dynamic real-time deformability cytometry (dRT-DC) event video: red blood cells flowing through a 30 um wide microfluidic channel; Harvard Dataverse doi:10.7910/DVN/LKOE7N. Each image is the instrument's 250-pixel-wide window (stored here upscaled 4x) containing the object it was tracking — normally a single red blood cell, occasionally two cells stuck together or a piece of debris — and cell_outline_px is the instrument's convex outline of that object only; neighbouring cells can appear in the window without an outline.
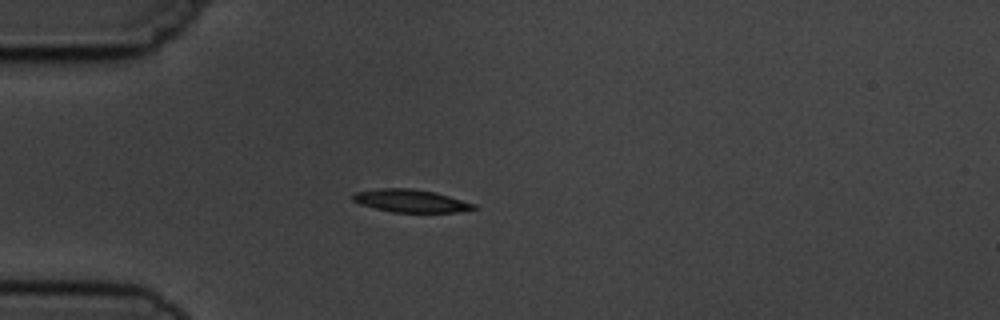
{"species": "common noctule bat (a hibernating species)", "species_latin": "Nyctalus noctula", "temperature_condition": "cold", "stored_images_in_passage": 3, "camera_frame_rate_fps": 3000, "um_per_image_px": 0.085, "animal": {"sex": "male", "body_mass_g": 19.5, "forearm_length_mm": 54.6}, "frame": {"image": 1, "passage_image": 3, "time_ms": 3.0, "image_size_px": [1000, 320], "cell_outline_px": [[476, 208], [460, 212], [392, 212], [360, 204], [352, 200], [352, 196], [356, 192], [380, 188], [408, 188], [436, 192], [476, 204]], "centroid_in_image_um": [34.93, 17.07], "position_along_channel_um": 50.1, "area_um2": 15.95}}